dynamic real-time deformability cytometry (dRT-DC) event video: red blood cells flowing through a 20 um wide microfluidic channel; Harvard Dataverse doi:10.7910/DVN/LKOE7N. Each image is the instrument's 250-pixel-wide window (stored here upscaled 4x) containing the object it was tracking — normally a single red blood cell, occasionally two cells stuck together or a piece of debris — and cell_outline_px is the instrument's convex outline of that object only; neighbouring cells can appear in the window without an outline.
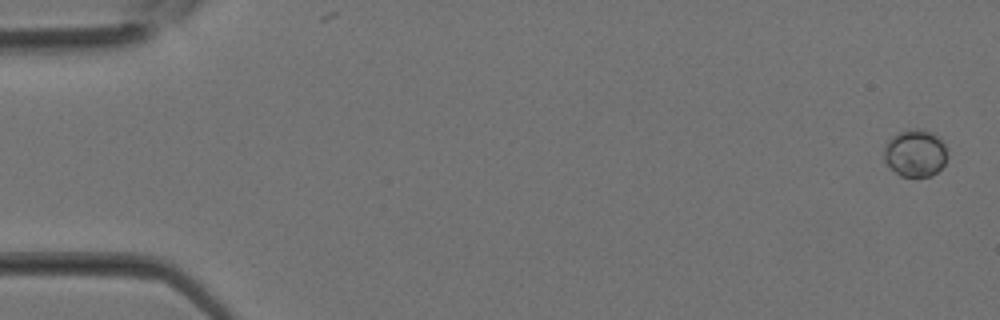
{"species": "Egyptian fruit bat (a non-hibernating species)", "species_latin": "Rousettus aegyptiacus", "temperature_condition": "room temperature", "stored_images_in_passage": 33, "camera_frame_rate_fps": 3000, "um_per_image_px": 0.085, "animal": {"sex": "female"}, "frame": {"image": 1, "passage_image": 1, "time_ms": 0.0, "image_size_px": [1000, 320], "cell_outline_px": [[948, 156], [944, 164], [932, 176], [900, 176], [884, 160], [884, 144], [892, 136], [900, 132], [912, 128], [920, 128], [932, 132], [940, 136], [948, 148]], "centroid_in_image_um": [77.84, 12.98], "position_along_channel_um": 7.2, "area_um2": 17.74}}
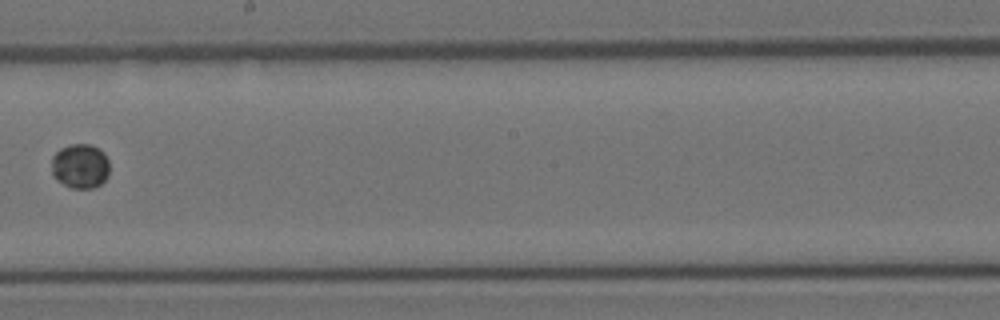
{"frame": {"image": 2, "passage_image": 19, "time_ms": 6.0, "image_size_px": [1000, 320], "cell_outline_px": [[108, 176], [100, 184], [92, 188], [72, 188], [56, 180], [52, 172], [52, 156], [60, 148], [72, 144], [92, 144], [100, 148], [104, 152], [108, 160]], "centroid_in_image_um": [6.82, 14.1], "position_along_channel_um": 241.4, "area_um2": 15.14}}
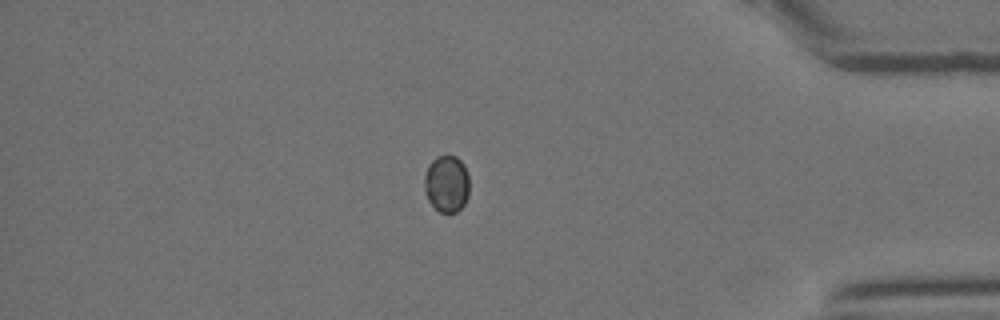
{"frame": {"image": 3, "passage_image": 28, "time_ms": 9.0, "image_size_px": [1000, 320], "cell_outline_px": [[468, 196], [464, 204], [456, 212], [440, 212], [428, 200], [424, 192], [424, 176], [428, 164], [432, 160], [440, 156], [456, 156], [464, 164], [468, 172]], "centroid_in_image_um": [37.95, 15.61], "position_along_channel_um": 397.2, "area_um2": 14.97}}